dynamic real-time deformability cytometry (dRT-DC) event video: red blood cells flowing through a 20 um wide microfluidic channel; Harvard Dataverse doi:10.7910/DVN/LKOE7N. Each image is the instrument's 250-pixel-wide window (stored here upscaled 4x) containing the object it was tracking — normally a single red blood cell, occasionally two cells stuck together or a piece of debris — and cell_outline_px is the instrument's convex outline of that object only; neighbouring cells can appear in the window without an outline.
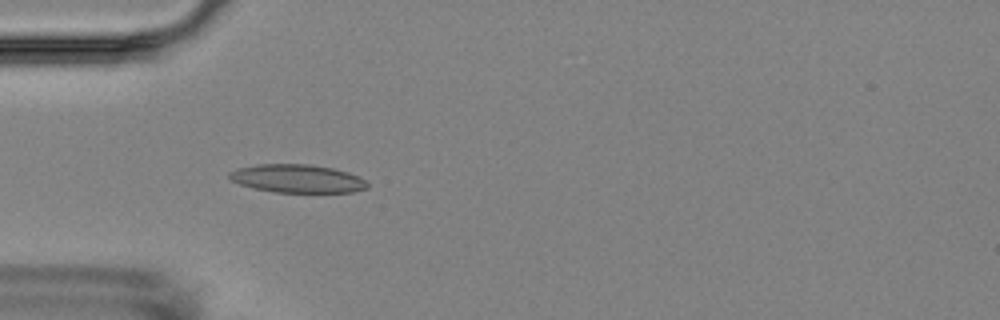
{"species": "Egyptian fruit bat (a non-hibernating species)", "species_latin": "Rousettus aegyptiacus", "temperature_condition": "room temperature", "stored_images_in_passage": 5, "camera_frame_rate_fps": 3000, "um_per_image_px": 0.085, "animal": {"sex": "female"}, "frame": {"image": 1, "passage_image": 4, "time_ms": 3.667, "image_size_px": [1000, 320], "cell_outline_px": [[368, 188], [352, 192], [272, 192], [252, 188], [240, 184], [232, 180], [228, 176], [228, 172], [236, 168], [256, 164], [308, 164], [332, 168], [348, 172], [364, 180], [368, 184]], "centroid_in_image_um": [25.22, 15.18], "position_along_channel_um": 59.8, "area_um2": 22.72}}